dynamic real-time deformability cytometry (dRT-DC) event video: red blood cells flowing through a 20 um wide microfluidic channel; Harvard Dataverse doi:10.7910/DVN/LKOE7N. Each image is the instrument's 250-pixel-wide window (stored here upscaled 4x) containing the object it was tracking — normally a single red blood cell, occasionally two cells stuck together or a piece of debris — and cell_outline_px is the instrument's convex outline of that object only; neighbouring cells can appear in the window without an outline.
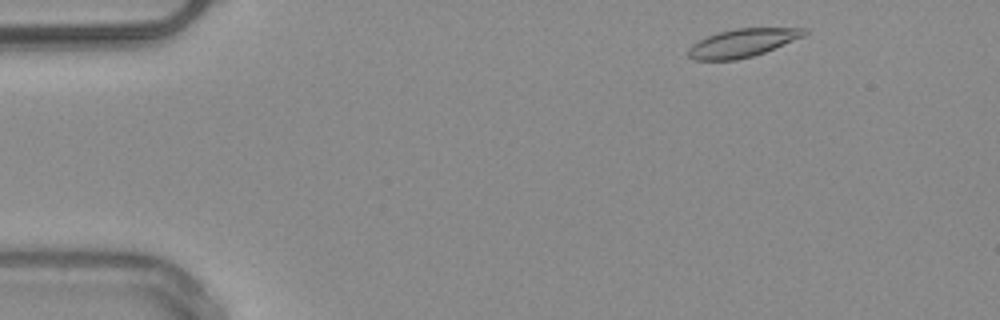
{"species": "common noctule bat (a hibernating species)", "species_latin": "Nyctalus noctula", "temperature_condition": "warm", "stored_images_in_passage": 46, "camera_frame_rate_fps": 3000, "um_per_image_px": 0.085, "animal": {"sex": "male", "body_mass_g": 20.4}, "frame": {"image": 1, "passage_image": 2, "time_ms": 0.333, "image_size_px": [1000, 320], "cell_outline_px": [[808, 32], [804, 36], [764, 52], [752, 56], [736, 60], [692, 60], [688, 56], [688, 48], [692, 44], [708, 36], [720, 32], [736, 28], [808, 28]], "centroid_in_image_um": [63.1, 3.65], "position_along_channel_um": 21.9, "area_um2": 18.9}}
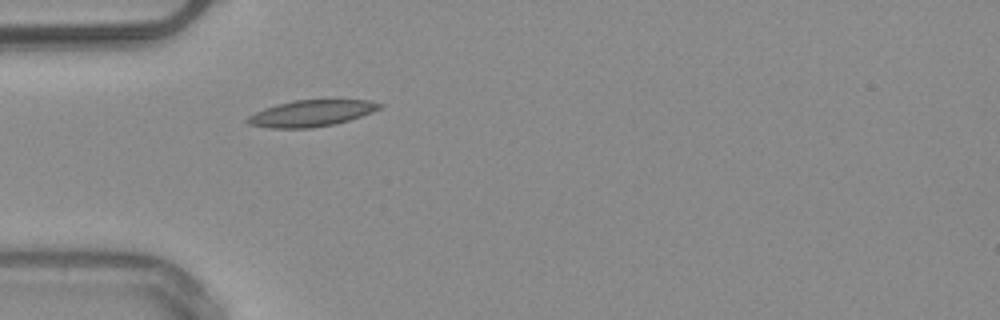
{"frame": {"image": 2, "passage_image": 11, "time_ms": 3.333, "image_size_px": [1000, 320], "cell_outline_px": [[384, 104], [380, 108], [372, 112], [336, 124], [312, 128], [268, 128], [248, 124], [244, 120], [248, 116], [264, 108], [276, 104], [292, 100], [368, 100]], "centroid_in_image_um": [26.42, 9.63], "position_along_channel_um": 58.6, "area_um2": 20.35}}
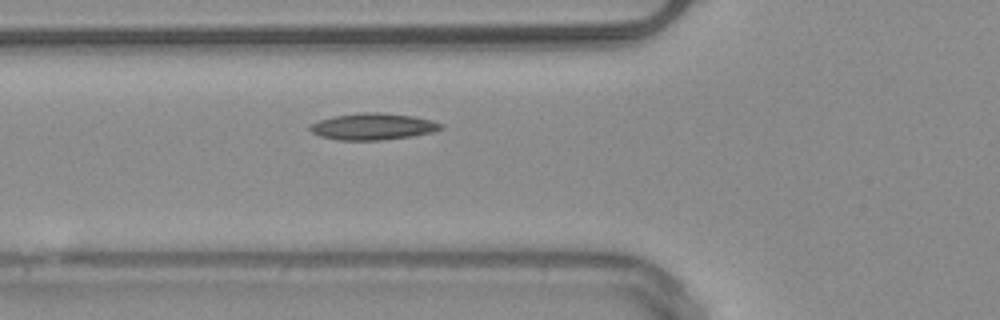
{"frame": {"image": 3, "passage_image": 14, "time_ms": 4.333, "image_size_px": [1000, 320], "cell_outline_px": [[444, 128], [432, 132], [412, 136], [380, 140], [336, 140], [320, 136], [312, 132], [308, 128], [312, 124], [320, 120], [332, 116], [360, 112], [380, 112], [412, 116], [432, 120], [444, 124]], "centroid_in_image_um": [31.71, 10.75], "position_along_channel_um": 94.1, "area_um2": 20.35}, "authors_computed_cell_mechanics": {"area_um2": 18.8428, "velocity_mm_per_s": 3.9773, "shape_relaxation_time_tau1_ms": 10.4642, "shape_relaxation_time_tau2_ms": 4.2596, "deformation_change_tau1": 0.1729, "deformation_change_tau2": 0.0944}}